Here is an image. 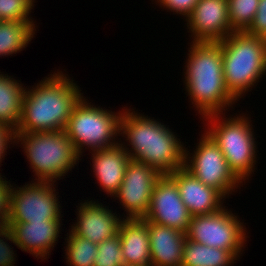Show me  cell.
<instances>
[{
  "label": "cell",
  "instance_id": "6da1fadb",
  "mask_svg": "<svg viewBox=\"0 0 266 266\" xmlns=\"http://www.w3.org/2000/svg\"><path fill=\"white\" fill-rule=\"evenodd\" d=\"M48 76L32 89L26 88L15 133L57 132L66 129L73 109L84 97L80 92L82 90L62 71Z\"/></svg>",
  "mask_w": 266,
  "mask_h": 266
},
{
  "label": "cell",
  "instance_id": "7a4b0ae2",
  "mask_svg": "<svg viewBox=\"0 0 266 266\" xmlns=\"http://www.w3.org/2000/svg\"><path fill=\"white\" fill-rule=\"evenodd\" d=\"M166 126L154 117L138 114L130 108L123 109L120 118L119 136L126 138L125 141L130 143L127 146L131 145L129 150L125 142L122 143L129 157L152 166L161 175H169L184 167L183 142Z\"/></svg>",
  "mask_w": 266,
  "mask_h": 266
},
{
  "label": "cell",
  "instance_id": "3957f363",
  "mask_svg": "<svg viewBox=\"0 0 266 266\" xmlns=\"http://www.w3.org/2000/svg\"><path fill=\"white\" fill-rule=\"evenodd\" d=\"M185 63V89L201 117L219 114L238 102L228 91L219 42H191ZM228 107V108H227ZM227 108V109H225Z\"/></svg>",
  "mask_w": 266,
  "mask_h": 266
},
{
  "label": "cell",
  "instance_id": "277c9868",
  "mask_svg": "<svg viewBox=\"0 0 266 266\" xmlns=\"http://www.w3.org/2000/svg\"><path fill=\"white\" fill-rule=\"evenodd\" d=\"M219 43L222 46L225 85L229 93L239 100L266 75L265 45L261 36L246 31H233Z\"/></svg>",
  "mask_w": 266,
  "mask_h": 266
},
{
  "label": "cell",
  "instance_id": "5b68a950",
  "mask_svg": "<svg viewBox=\"0 0 266 266\" xmlns=\"http://www.w3.org/2000/svg\"><path fill=\"white\" fill-rule=\"evenodd\" d=\"M224 114V115H223ZM211 114L203 119L209 122L204 130L222 151L230 169L244 183L249 180L256 165L257 145L252 120L246 114L225 118V113ZM224 117H223V116Z\"/></svg>",
  "mask_w": 266,
  "mask_h": 266
},
{
  "label": "cell",
  "instance_id": "8992f818",
  "mask_svg": "<svg viewBox=\"0 0 266 266\" xmlns=\"http://www.w3.org/2000/svg\"><path fill=\"white\" fill-rule=\"evenodd\" d=\"M19 142L36 181L55 183L81 160L65 131L15 133V144Z\"/></svg>",
  "mask_w": 266,
  "mask_h": 266
},
{
  "label": "cell",
  "instance_id": "52a82bcc",
  "mask_svg": "<svg viewBox=\"0 0 266 266\" xmlns=\"http://www.w3.org/2000/svg\"><path fill=\"white\" fill-rule=\"evenodd\" d=\"M86 100L83 97L75 106L64 130L80 157L85 146V150L90 148L94 151L119 142L115 139L120 133V118L123 113V110L114 113L100 106L96 107Z\"/></svg>",
  "mask_w": 266,
  "mask_h": 266
},
{
  "label": "cell",
  "instance_id": "ba28073f",
  "mask_svg": "<svg viewBox=\"0 0 266 266\" xmlns=\"http://www.w3.org/2000/svg\"><path fill=\"white\" fill-rule=\"evenodd\" d=\"M205 215L192 216L186 231V238L191 241L234 252L239 258L244 251L247 237L246 228L228 208ZM239 218V219H238ZM242 250V251H241Z\"/></svg>",
  "mask_w": 266,
  "mask_h": 266
},
{
  "label": "cell",
  "instance_id": "9c48e42d",
  "mask_svg": "<svg viewBox=\"0 0 266 266\" xmlns=\"http://www.w3.org/2000/svg\"><path fill=\"white\" fill-rule=\"evenodd\" d=\"M195 147L194 153L185 148L184 168L225 197L235 192L243 182L230 169L222 151L212 138L204 132Z\"/></svg>",
  "mask_w": 266,
  "mask_h": 266
},
{
  "label": "cell",
  "instance_id": "30bf717a",
  "mask_svg": "<svg viewBox=\"0 0 266 266\" xmlns=\"http://www.w3.org/2000/svg\"><path fill=\"white\" fill-rule=\"evenodd\" d=\"M31 182L16 188L12 184L7 223L61 220L62 211L54 182Z\"/></svg>",
  "mask_w": 266,
  "mask_h": 266
},
{
  "label": "cell",
  "instance_id": "8fae6325",
  "mask_svg": "<svg viewBox=\"0 0 266 266\" xmlns=\"http://www.w3.org/2000/svg\"><path fill=\"white\" fill-rule=\"evenodd\" d=\"M162 175L152 166L130 159L122 184L113 195L126 211V219L144 218L149 210L155 183Z\"/></svg>",
  "mask_w": 266,
  "mask_h": 266
},
{
  "label": "cell",
  "instance_id": "7c38bea8",
  "mask_svg": "<svg viewBox=\"0 0 266 266\" xmlns=\"http://www.w3.org/2000/svg\"><path fill=\"white\" fill-rule=\"evenodd\" d=\"M191 217L176 182L169 175H162L155 183L149 210L143 219L186 233Z\"/></svg>",
  "mask_w": 266,
  "mask_h": 266
},
{
  "label": "cell",
  "instance_id": "4fadbf2b",
  "mask_svg": "<svg viewBox=\"0 0 266 266\" xmlns=\"http://www.w3.org/2000/svg\"><path fill=\"white\" fill-rule=\"evenodd\" d=\"M185 21L192 42H220L233 32L227 0H199Z\"/></svg>",
  "mask_w": 266,
  "mask_h": 266
},
{
  "label": "cell",
  "instance_id": "5bb4252c",
  "mask_svg": "<svg viewBox=\"0 0 266 266\" xmlns=\"http://www.w3.org/2000/svg\"><path fill=\"white\" fill-rule=\"evenodd\" d=\"M77 222L71 226L69 231L73 235L87 238L91 242L99 244L106 239L119 234V227L123 218L108 206L93 200H85L78 203ZM122 218V219H121Z\"/></svg>",
  "mask_w": 266,
  "mask_h": 266
},
{
  "label": "cell",
  "instance_id": "9a60e30c",
  "mask_svg": "<svg viewBox=\"0 0 266 266\" xmlns=\"http://www.w3.org/2000/svg\"><path fill=\"white\" fill-rule=\"evenodd\" d=\"M169 176L176 182L179 195L191 216L211 214L224 207L223 198L226 197L217 189L206 186L184 167Z\"/></svg>",
  "mask_w": 266,
  "mask_h": 266
},
{
  "label": "cell",
  "instance_id": "2e32d148",
  "mask_svg": "<svg viewBox=\"0 0 266 266\" xmlns=\"http://www.w3.org/2000/svg\"><path fill=\"white\" fill-rule=\"evenodd\" d=\"M62 220L50 222L7 223L18 249L34 255L37 259H47L56 245Z\"/></svg>",
  "mask_w": 266,
  "mask_h": 266
},
{
  "label": "cell",
  "instance_id": "e0dca14e",
  "mask_svg": "<svg viewBox=\"0 0 266 266\" xmlns=\"http://www.w3.org/2000/svg\"><path fill=\"white\" fill-rule=\"evenodd\" d=\"M120 142L111 147L94 150L91 153L92 169L97 183L106 192L105 194L111 197L122 184L126 166L131 159Z\"/></svg>",
  "mask_w": 266,
  "mask_h": 266
},
{
  "label": "cell",
  "instance_id": "ac0fdd59",
  "mask_svg": "<svg viewBox=\"0 0 266 266\" xmlns=\"http://www.w3.org/2000/svg\"><path fill=\"white\" fill-rule=\"evenodd\" d=\"M151 266H182L186 234L180 230L148 222Z\"/></svg>",
  "mask_w": 266,
  "mask_h": 266
},
{
  "label": "cell",
  "instance_id": "d6986e66",
  "mask_svg": "<svg viewBox=\"0 0 266 266\" xmlns=\"http://www.w3.org/2000/svg\"><path fill=\"white\" fill-rule=\"evenodd\" d=\"M119 235L125 266H151L148 222L143 218H123Z\"/></svg>",
  "mask_w": 266,
  "mask_h": 266
},
{
  "label": "cell",
  "instance_id": "ffe728a7",
  "mask_svg": "<svg viewBox=\"0 0 266 266\" xmlns=\"http://www.w3.org/2000/svg\"><path fill=\"white\" fill-rule=\"evenodd\" d=\"M0 72V123L14 132L19 125L25 86ZM12 77V78H11ZM24 86V87H23Z\"/></svg>",
  "mask_w": 266,
  "mask_h": 266
},
{
  "label": "cell",
  "instance_id": "44dd1931",
  "mask_svg": "<svg viewBox=\"0 0 266 266\" xmlns=\"http://www.w3.org/2000/svg\"><path fill=\"white\" fill-rule=\"evenodd\" d=\"M238 259L234 252L210 247L186 238L182 266H233Z\"/></svg>",
  "mask_w": 266,
  "mask_h": 266
},
{
  "label": "cell",
  "instance_id": "7402d4cb",
  "mask_svg": "<svg viewBox=\"0 0 266 266\" xmlns=\"http://www.w3.org/2000/svg\"><path fill=\"white\" fill-rule=\"evenodd\" d=\"M33 21L0 22V57L22 51L34 38L36 31Z\"/></svg>",
  "mask_w": 266,
  "mask_h": 266
},
{
  "label": "cell",
  "instance_id": "603a6c76",
  "mask_svg": "<svg viewBox=\"0 0 266 266\" xmlns=\"http://www.w3.org/2000/svg\"><path fill=\"white\" fill-rule=\"evenodd\" d=\"M66 243V263L69 266H95V258L98 255V247L96 243L91 242L87 238H82L67 233Z\"/></svg>",
  "mask_w": 266,
  "mask_h": 266
},
{
  "label": "cell",
  "instance_id": "cb8c5ba5",
  "mask_svg": "<svg viewBox=\"0 0 266 266\" xmlns=\"http://www.w3.org/2000/svg\"><path fill=\"white\" fill-rule=\"evenodd\" d=\"M231 29L246 31L252 24L259 0H227Z\"/></svg>",
  "mask_w": 266,
  "mask_h": 266
},
{
  "label": "cell",
  "instance_id": "d4e9b609",
  "mask_svg": "<svg viewBox=\"0 0 266 266\" xmlns=\"http://www.w3.org/2000/svg\"><path fill=\"white\" fill-rule=\"evenodd\" d=\"M97 247L95 266H125L119 234L97 244Z\"/></svg>",
  "mask_w": 266,
  "mask_h": 266
},
{
  "label": "cell",
  "instance_id": "484cf974",
  "mask_svg": "<svg viewBox=\"0 0 266 266\" xmlns=\"http://www.w3.org/2000/svg\"><path fill=\"white\" fill-rule=\"evenodd\" d=\"M35 0H0L1 21H33L29 17Z\"/></svg>",
  "mask_w": 266,
  "mask_h": 266
},
{
  "label": "cell",
  "instance_id": "4316f807",
  "mask_svg": "<svg viewBox=\"0 0 266 266\" xmlns=\"http://www.w3.org/2000/svg\"><path fill=\"white\" fill-rule=\"evenodd\" d=\"M8 240L16 244L10 227L7 224L0 225V266H14L16 261L15 251L11 250Z\"/></svg>",
  "mask_w": 266,
  "mask_h": 266
},
{
  "label": "cell",
  "instance_id": "83f0119b",
  "mask_svg": "<svg viewBox=\"0 0 266 266\" xmlns=\"http://www.w3.org/2000/svg\"><path fill=\"white\" fill-rule=\"evenodd\" d=\"M157 1V2H156ZM155 3L160 5V8H167V11L176 12L185 17V19L191 14L195 7V4L199 0H156ZM160 3V4H159Z\"/></svg>",
  "mask_w": 266,
  "mask_h": 266
},
{
  "label": "cell",
  "instance_id": "f1b7e54d",
  "mask_svg": "<svg viewBox=\"0 0 266 266\" xmlns=\"http://www.w3.org/2000/svg\"><path fill=\"white\" fill-rule=\"evenodd\" d=\"M0 174V225L7 224L12 185Z\"/></svg>",
  "mask_w": 266,
  "mask_h": 266
},
{
  "label": "cell",
  "instance_id": "f546056e",
  "mask_svg": "<svg viewBox=\"0 0 266 266\" xmlns=\"http://www.w3.org/2000/svg\"><path fill=\"white\" fill-rule=\"evenodd\" d=\"M246 32L261 37L266 32V0H259L254 20Z\"/></svg>",
  "mask_w": 266,
  "mask_h": 266
},
{
  "label": "cell",
  "instance_id": "4dcf8cb0",
  "mask_svg": "<svg viewBox=\"0 0 266 266\" xmlns=\"http://www.w3.org/2000/svg\"><path fill=\"white\" fill-rule=\"evenodd\" d=\"M11 142V143H10ZM15 143V132L7 127L6 125L0 123V165H2V160L4 156L7 155L8 145ZM6 152V153H5ZM3 158V159H2ZM1 174V173H0Z\"/></svg>",
  "mask_w": 266,
  "mask_h": 266
},
{
  "label": "cell",
  "instance_id": "1f68e13d",
  "mask_svg": "<svg viewBox=\"0 0 266 266\" xmlns=\"http://www.w3.org/2000/svg\"><path fill=\"white\" fill-rule=\"evenodd\" d=\"M262 40H263V43H264L265 49H266V32L263 34Z\"/></svg>",
  "mask_w": 266,
  "mask_h": 266
}]
</instances>
